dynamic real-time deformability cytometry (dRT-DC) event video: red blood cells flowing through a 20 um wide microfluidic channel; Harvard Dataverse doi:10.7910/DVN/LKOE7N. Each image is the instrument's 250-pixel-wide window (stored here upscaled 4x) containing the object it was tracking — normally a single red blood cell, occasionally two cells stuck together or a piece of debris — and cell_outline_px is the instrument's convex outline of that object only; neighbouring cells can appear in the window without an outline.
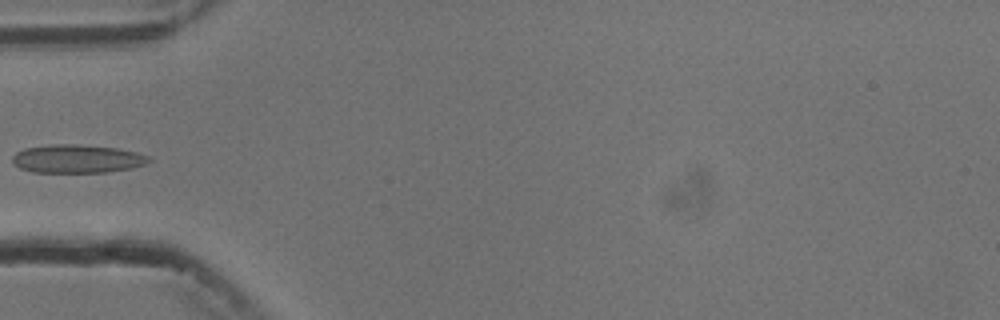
{"species": "common noctule bat (a hibernating species)", "species_latin": "Nyctalus noctula", "temperature_condition": "cold", "stored_images_in_passage": 2, "camera_frame_rate_fps": 3000, "um_per_image_px": 0.085, "animal": {"sex": "male", "body_mass_g": 13.3}, "frame": {"image": 1, "passage_image": 2, "time_ms": 2.0, "image_size_px": [1000, 320], "cell_outline_px": [[152, 160], [148, 164], [132, 168], [104, 172], [32, 172], [20, 168], [12, 160], [12, 156], [16, 152], [24, 148], [52, 144], [76, 144], [116, 148], [136, 152], [148, 156]], "centroid_in_image_um": [6.57, 13.49], "position_along_channel_um": 78.4, "area_um2": 22.54}}